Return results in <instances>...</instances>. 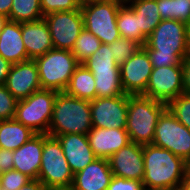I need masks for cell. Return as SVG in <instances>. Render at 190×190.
Instances as JSON below:
<instances>
[{
    "label": "cell",
    "instance_id": "obj_1",
    "mask_svg": "<svg viewBox=\"0 0 190 190\" xmlns=\"http://www.w3.org/2000/svg\"><path fill=\"white\" fill-rule=\"evenodd\" d=\"M142 48L153 67L182 65L190 53L189 25L173 19L161 20Z\"/></svg>",
    "mask_w": 190,
    "mask_h": 190
},
{
    "label": "cell",
    "instance_id": "obj_2",
    "mask_svg": "<svg viewBox=\"0 0 190 190\" xmlns=\"http://www.w3.org/2000/svg\"><path fill=\"white\" fill-rule=\"evenodd\" d=\"M145 190H177L187 173V163L171 151L143 145Z\"/></svg>",
    "mask_w": 190,
    "mask_h": 190
},
{
    "label": "cell",
    "instance_id": "obj_3",
    "mask_svg": "<svg viewBox=\"0 0 190 190\" xmlns=\"http://www.w3.org/2000/svg\"><path fill=\"white\" fill-rule=\"evenodd\" d=\"M92 129L90 101L58 92L54 101L53 115L48 135L84 134Z\"/></svg>",
    "mask_w": 190,
    "mask_h": 190
},
{
    "label": "cell",
    "instance_id": "obj_4",
    "mask_svg": "<svg viewBox=\"0 0 190 190\" xmlns=\"http://www.w3.org/2000/svg\"><path fill=\"white\" fill-rule=\"evenodd\" d=\"M167 104L149 97L128 94L126 131L130 142L152 144L159 116Z\"/></svg>",
    "mask_w": 190,
    "mask_h": 190
},
{
    "label": "cell",
    "instance_id": "obj_5",
    "mask_svg": "<svg viewBox=\"0 0 190 190\" xmlns=\"http://www.w3.org/2000/svg\"><path fill=\"white\" fill-rule=\"evenodd\" d=\"M42 89L64 92L80 63L70 50L51 49L34 59Z\"/></svg>",
    "mask_w": 190,
    "mask_h": 190
},
{
    "label": "cell",
    "instance_id": "obj_6",
    "mask_svg": "<svg viewBox=\"0 0 190 190\" xmlns=\"http://www.w3.org/2000/svg\"><path fill=\"white\" fill-rule=\"evenodd\" d=\"M57 91L41 89L17 102L14 119L36 134H48Z\"/></svg>",
    "mask_w": 190,
    "mask_h": 190
},
{
    "label": "cell",
    "instance_id": "obj_7",
    "mask_svg": "<svg viewBox=\"0 0 190 190\" xmlns=\"http://www.w3.org/2000/svg\"><path fill=\"white\" fill-rule=\"evenodd\" d=\"M73 177L74 174L65 158L61 143L57 138L44 134L38 180L45 187L70 189Z\"/></svg>",
    "mask_w": 190,
    "mask_h": 190
},
{
    "label": "cell",
    "instance_id": "obj_8",
    "mask_svg": "<svg viewBox=\"0 0 190 190\" xmlns=\"http://www.w3.org/2000/svg\"><path fill=\"white\" fill-rule=\"evenodd\" d=\"M120 5L118 2L103 0L81 7L84 28L102 43H113L121 37L116 23Z\"/></svg>",
    "mask_w": 190,
    "mask_h": 190
},
{
    "label": "cell",
    "instance_id": "obj_9",
    "mask_svg": "<svg viewBox=\"0 0 190 190\" xmlns=\"http://www.w3.org/2000/svg\"><path fill=\"white\" fill-rule=\"evenodd\" d=\"M152 144L171 151L186 163L190 160V130L168 108L159 116Z\"/></svg>",
    "mask_w": 190,
    "mask_h": 190
},
{
    "label": "cell",
    "instance_id": "obj_10",
    "mask_svg": "<svg viewBox=\"0 0 190 190\" xmlns=\"http://www.w3.org/2000/svg\"><path fill=\"white\" fill-rule=\"evenodd\" d=\"M44 19L49 26L53 47L71 51L84 29L81 9L51 13Z\"/></svg>",
    "mask_w": 190,
    "mask_h": 190
},
{
    "label": "cell",
    "instance_id": "obj_11",
    "mask_svg": "<svg viewBox=\"0 0 190 190\" xmlns=\"http://www.w3.org/2000/svg\"><path fill=\"white\" fill-rule=\"evenodd\" d=\"M182 65L153 67L143 96L168 104L182 93Z\"/></svg>",
    "mask_w": 190,
    "mask_h": 190
},
{
    "label": "cell",
    "instance_id": "obj_12",
    "mask_svg": "<svg viewBox=\"0 0 190 190\" xmlns=\"http://www.w3.org/2000/svg\"><path fill=\"white\" fill-rule=\"evenodd\" d=\"M128 94L90 101L92 127L126 128Z\"/></svg>",
    "mask_w": 190,
    "mask_h": 190
},
{
    "label": "cell",
    "instance_id": "obj_13",
    "mask_svg": "<svg viewBox=\"0 0 190 190\" xmlns=\"http://www.w3.org/2000/svg\"><path fill=\"white\" fill-rule=\"evenodd\" d=\"M119 68L125 94H143L153 69L147 52L141 47Z\"/></svg>",
    "mask_w": 190,
    "mask_h": 190
},
{
    "label": "cell",
    "instance_id": "obj_14",
    "mask_svg": "<svg viewBox=\"0 0 190 190\" xmlns=\"http://www.w3.org/2000/svg\"><path fill=\"white\" fill-rule=\"evenodd\" d=\"M4 86L17 101L24 100L33 92L41 90L36 62L30 59L12 64Z\"/></svg>",
    "mask_w": 190,
    "mask_h": 190
},
{
    "label": "cell",
    "instance_id": "obj_15",
    "mask_svg": "<svg viewBox=\"0 0 190 190\" xmlns=\"http://www.w3.org/2000/svg\"><path fill=\"white\" fill-rule=\"evenodd\" d=\"M114 176L142 181L144 177L143 145L128 143L109 159Z\"/></svg>",
    "mask_w": 190,
    "mask_h": 190
},
{
    "label": "cell",
    "instance_id": "obj_16",
    "mask_svg": "<svg viewBox=\"0 0 190 190\" xmlns=\"http://www.w3.org/2000/svg\"><path fill=\"white\" fill-rule=\"evenodd\" d=\"M89 145L97 158L109 159L114 153L130 143L125 128H96L87 133Z\"/></svg>",
    "mask_w": 190,
    "mask_h": 190
},
{
    "label": "cell",
    "instance_id": "obj_17",
    "mask_svg": "<svg viewBox=\"0 0 190 190\" xmlns=\"http://www.w3.org/2000/svg\"><path fill=\"white\" fill-rule=\"evenodd\" d=\"M61 143L63 153L73 174L86 168L97 157L89 145L88 137L84 134H64L56 137Z\"/></svg>",
    "mask_w": 190,
    "mask_h": 190
},
{
    "label": "cell",
    "instance_id": "obj_18",
    "mask_svg": "<svg viewBox=\"0 0 190 190\" xmlns=\"http://www.w3.org/2000/svg\"><path fill=\"white\" fill-rule=\"evenodd\" d=\"M113 173L106 158H96L74 174L70 190H107Z\"/></svg>",
    "mask_w": 190,
    "mask_h": 190
},
{
    "label": "cell",
    "instance_id": "obj_19",
    "mask_svg": "<svg viewBox=\"0 0 190 190\" xmlns=\"http://www.w3.org/2000/svg\"><path fill=\"white\" fill-rule=\"evenodd\" d=\"M43 144L44 134H35L25 144L14 150V169L31 179H38Z\"/></svg>",
    "mask_w": 190,
    "mask_h": 190
},
{
    "label": "cell",
    "instance_id": "obj_20",
    "mask_svg": "<svg viewBox=\"0 0 190 190\" xmlns=\"http://www.w3.org/2000/svg\"><path fill=\"white\" fill-rule=\"evenodd\" d=\"M22 39L28 60L44 55L53 49L49 26L44 18L22 23Z\"/></svg>",
    "mask_w": 190,
    "mask_h": 190
},
{
    "label": "cell",
    "instance_id": "obj_21",
    "mask_svg": "<svg viewBox=\"0 0 190 190\" xmlns=\"http://www.w3.org/2000/svg\"><path fill=\"white\" fill-rule=\"evenodd\" d=\"M0 55L11 64L28 60L22 39V23L8 20L4 25L0 33Z\"/></svg>",
    "mask_w": 190,
    "mask_h": 190
},
{
    "label": "cell",
    "instance_id": "obj_22",
    "mask_svg": "<svg viewBox=\"0 0 190 190\" xmlns=\"http://www.w3.org/2000/svg\"><path fill=\"white\" fill-rule=\"evenodd\" d=\"M35 134L15 119L0 121V148L14 151Z\"/></svg>",
    "mask_w": 190,
    "mask_h": 190
},
{
    "label": "cell",
    "instance_id": "obj_23",
    "mask_svg": "<svg viewBox=\"0 0 190 190\" xmlns=\"http://www.w3.org/2000/svg\"><path fill=\"white\" fill-rule=\"evenodd\" d=\"M138 16L140 32L148 38L161 22L156 0H131L127 4Z\"/></svg>",
    "mask_w": 190,
    "mask_h": 190
},
{
    "label": "cell",
    "instance_id": "obj_24",
    "mask_svg": "<svg viewBox=\"0 0 190 190\" xmlns=\"http://www.w3.org/2000/svg\"><path fill=\"white\" fill-rule=\"evenodd\" d=\"M67 95L80 99L93 100L96 98L95 78L83 64H80L72 74L69 84L64 91Z\"/></svg>",
    "mask_w": 190,
    "mask_h": 190
},
{
    "label": "cell",
    "instance_id": "obj_25",
    "mask_svg": "<svg viewBox=\"0 0 190 190\" xmlns=\"http://www.w3.org/2000/svg\"><path fill=\"white\" fill-rule=\"evenodd\" d=\"M116 23L122 38L132 39L141 46L145 45L147 38L140 32L138 16L127 4L120 5Z\"/></svg>",
    "mask_w": 190,
    "mask_h": 190
},
{
    "label": "cell",
    "instance_id": "obj_26",
    "mask_svg": "<svg viewBox=\"0 0 190 190\" xmlns=\"http://www.w3.org/2000/svg\"><path fill=\"white\" fill-rule=\"evenodd\" d=\"M95 78L96 98L125 95L120 70L92 72Z\"/></svg>",
    "mask_w": 190,
    "mask_h": 190
},
{
    "label": "cell",
    "instance_id": "obj_27",
    "mask_svg": "<svg viewBox=\"0 0 190 190\" xmlns=\"http://www.w3.org/2000/svg\"><path fill=\"white\" fill-rule=\"evenodd\" d=\"M44 18L40 0H13L8 19L12 22H31Z\"/></svg>",
    "mask_w": 190,
    "mask_h": 190
},
{
    "label": "cell",
    "instance_id": "obj_28",
    "mask_svg": "<svg viewBox=\"0 0 190 190\" xmlns=\"http://www.w3.org/2000/svg\"><path fill=\"white\" fill-rule=\"evenodd\" d=\"M162 20L173 19L190 25V0H156Z\"/></svg>",
    "mask_w": 190,
    "mask_h": 190
},
{
    "label": "cell",
    "instance_id": "obj_29",
    "mask_svg": "<svg viewBox=\"0 0 190 190\" xmlns=\"http://www.w3.org/2000/svg\"><path fill=\"white\" fill-rule=\"evenodd\" d=\"M113 55L109 45L102 43L99 49L82 64L91 72L120 70L119 66L115 63Z\"/></svg>",
    "mask_w": 190,
    "mask_h": 190
},
{
    "label": "cell",
    "instance_id": "obj_30",
    "mask_svg": "<svg viewBox=\"0 0 190 190\" xmlns=\"http://www.w3.org/2000/svg\"><path fill=\"white\" fill-rule=\"evenodd\" d=\"M101 44L102 42L95 35L84 28L71 52L75 56V59L82 64L99 49Z\"/></svg>",
    "mask_w": 190,
    "mask_h": 190
},
{
    "label": "cell",
    "instance_id": "obj_31",
    "mask_svg": "<svg viewBox=\"0 0 190 190\" xmlns=\"http://www.w3.org/2000/svg\"><path fill=\"white\" fill-rule=\"evenodd\" d=\"M108 45L112 49L115 63L119 67L142 47L134 40L122 37L116 39L113 43Z\"/></svg>",
    "mask_w": 190,
    "mask_h": 190
},
{
    "label": "cell",
    "instance_id": "obj_32",
    "mask_svg": "<svg viewBox=\"0 0 190 190\" xmlns=\"http://www.w3.org/2000/svg\"><path fill=\"white\" fill-rule=\"evenodd\" d=\"M175 118L190 130V94L182 93L167 104Z\"/></svg>",
    "mask_w": 190,
    "mask_h": 190
},
{
    "label": "cell",
    "instance_id": "obj_33",
    "mask_svg": "<svg viewBox=\"0 0 190 190\" xmlns=\"http://www.w3.org/2000/svg\"><path fill=\"white\" fill-rule=\"evenodd\" d=\"M32 179L15 169L1 173V190H18Z\"/></svg>",
    "mask_w": 190,
    "mask_h": 190
},
{
    "label": "cell",
    "instance_id": "obj_34",
    "mask_svg": "<svg viewBox=\"0 0 190 190\" xmlns=\"http://www.w3.org/2000/svg\"><path fill=\"white\" fill-rule=\"evenodd\" d=\"M17 100L4 85H0V121L14 119Z\"/></svg>",
    "mask_w": 190,
    "mask_h": 190
},
{
    "label": "cell",
    "instance_id": "obj_35",
    "mask_svg": "<svg viewBox=\"0 0 190 190\" xmlns=\"http://www.w3.org/2000/svg\"><path fill=\"white\" fill-rule=\"evenodd\" d=\"M40 3L43 17L55 12L73 11L80 8L76 0H40Z\"/></svg>",
    "mask_w": 190,
    "mask_h": 190
},
{
    "label": "cell",
    "instance_id": "obj_36",
    "mask_svg": "<svg viewBox=\"0 0 190 190\" xmlns=\"http://www.w3.org/2000/svg\"><path fill=\"white\" fill-rule=\"evenodd\" d=\"M107 190H145V188L142 181L113 175Z\"/></svg>",
    "mask_w": 190,
    "mask_h": 190
},
{
    "label": "cell",
    "instance_id": "obj_37",
    "mask_svg": "<svg viewBox=\"0 0 190 190\" xmlns=\"http://www.w3.org/2000/svg\"><path fill=\"white\" fill-rule=\"evenodd\" d=\"M13 151L0 148V173L14 169Z\"/></svg>",
    "mask_w": 190,
    "mask_h": 190
},
{
    "label": "cell",
    "instance_id": "obj_38",
    "mask_svg": "<svg viewBox=\"0 0 190 190\" xmlns=\"http://www.w3.org/2000/svg\"><path fill=\"white\" fill-rule=\"evenodd\" d=\"M182 68L184 93L190 94V53L183 59Z\"/></svg>",
    "mask_w": 190,
    "mask_h": 190
},
{
    "label": "cell",
    "instance_id": "obj_39",
    "mask_svg": "<svg viewBox=\"0 0 190 190\" xmlns=\"http://www.w3.org/2000/svg\"><path fill=\"white\" fill-rule=\"evenodd\" d=\"M12 64L0 55V85H4Z\"/></svg>",
    "mask_w": 190,
    "mask_h": 190
},
{
    "label": "cell",
    "instance_id": "obj_40",
    "mask_svg": "<svg viewBox=\"0 0 190 190\" xmlns=\"http://www.w3.org/2000/svg\"><path fill=\"white\" fill-rule=\"evenodd\" d=\"M44 187L45 186L38 179H32L18 190H43Z\"/></svg>",
    "mask_w": 190,
    "mask_h": 190
},
{
    "label": "cell",
    "instance_id": "obj_41",
    "mask_svg": "<svg viewBox=\"0 0 190 190\" xmlns=\"http://www.w3.org/2000/svg\"><path fill=\"white\" fill-rule=\"evenodd\" d=\"M13 0H0V14L8 17L12 7Z\"/></svg>",
    "mask_w": 190,
    "mask_h": 190
},
{
    "label": "cell",
    "instance_id": "obj_42",
    "mask_svg": "<svg viewBox=\"0 0 190 190\" xmlns=\"http://www.w3.org/2000/svg\"><path fill=\"white\" fill-rule=\"evenodd\" d=\"M180 190H190V174H186L185 179L183 180Z\"/></svg>",
    "mask_w": 190,
    "mask_h": 190
},
{
    "label": "cell",
    "instance_id": "obj_43",
    "mask_svg": "<svg viewBox=\"0 0 190 190\" xmlns=\"http://www.w3.org/2000/svg\"><path fill=\"white\" fill-rule=\"evenodd\" d=\"M103 1V0H76L78 6L81 8L83 6L94 4L96 2Z\"/></svg>",
    "mask_w": 190,
    "mask_h": 190
},
{
    "label": "cell",
    "instance_id": "obj_44",
    "mask_svg": "<svg viewBox=\"0 0 190 190\" xmlns=\"http://www.w3.org/2000/svg\"><path fill=\"white\" fill-rule=\"evenodd\" d=\"M8 20H9L8 17L0 14V33L3 30V27L7 23Z\"/></svg>",
    "mask_w": 190,
    "mask_h": 190
},
{
    "label": "cell",
    "instance_id": "obj_45",
    "mask_svg": "<svg viewBox=\"0 0 190 190\" xmlns=\"http://www.w3.org/2000/svg\"><path fill=\"white\" fill-rule=\"evenodd\" d=\"M111 1L118 2L121 5L129 4L131 2V0H111Z\"/></svg>",
    "mask_w": 190,
    "mask_h": 190
},
{
    "label": "cell",
    "instance_id": "obj_46",
    "mask_svg": "<svg viewBox=\"0 0 190 190\" xmlns=\"http://www.w3.org/2000/svg\"><path fill=\"white\" fill-rule=\"evenodd\" d=\"M43 190H70L66 188L44 187Z\"/></svg>",
    "mask_w": 190,
    "mask_h": 190
},
{
    "label": "cell",
    "instance_id": "obj_47",
    "mask_svg": "<svg viewBox=\"0 0 190 190\" xmlns=\"http://www.w3.org/2000/svg\"><path fill=\"white\" fill-rule=\"evenodd\" d=\"M190 174V160L187 162V173Z\"/></svg>",
    "mask_w": 190,
    "mask_h": 190
},
{
    "label": "cell",
    "instance_id": "obj_48",
    "mask_svg": "<svg viewBox=\"0 0 190 190\" xmlns=\"http://www.w3.org/2000/svg\"><path fill=\"white\" fill-rule=\"evenodd\" d=\"M0 190H1V173H0Z\"/></svg>",
    "mask_w": 190,
    "mask_h": 190
}]
</instances>
